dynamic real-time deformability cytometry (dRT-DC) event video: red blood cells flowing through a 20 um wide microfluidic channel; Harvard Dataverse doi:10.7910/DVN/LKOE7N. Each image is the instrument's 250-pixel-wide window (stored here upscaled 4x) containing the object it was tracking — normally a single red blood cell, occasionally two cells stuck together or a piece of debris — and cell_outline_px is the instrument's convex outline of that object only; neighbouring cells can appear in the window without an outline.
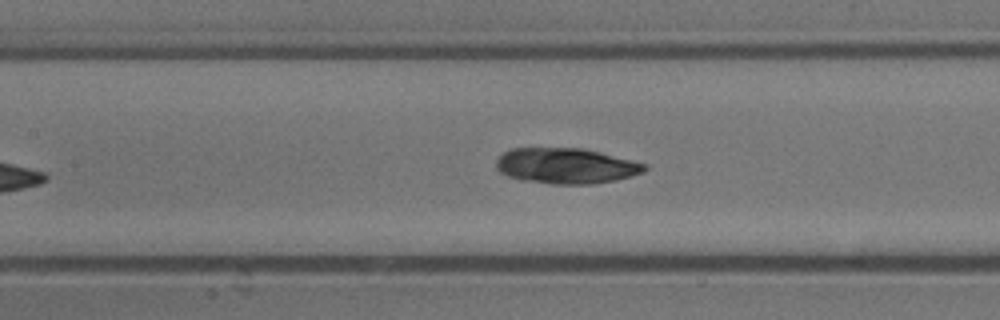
{"species": "common noctule bat (a hibernating species)", "species_latin": "Nyctalus noctula", "temperature_condition": "cold", "stored_images_in_passage": 6, "camera_frame_rate_fps": 3000, "um_per_image_px": 0.085, "animal": {"sex": "male", "body_mass_g": 13.3}, "frame": {"image": 1, "passage_image": 5, "time_ms": 1.333, "image_size_px": [1000, 320], "cell_outline_px": [[648, 168], [644, 172], [632, 176], [616, 180], [592, 184], [552, 184], [520, 180], [508, 176], [500, 172], [496, 168], [496, 160], [504, 152], [512, 148], [580, 148], [600, 152], [648, 164]], "centroid_in_image_um": [48.13, 14.1], "position_along_channel_um": 159.3, "area_um2": 30.92}}
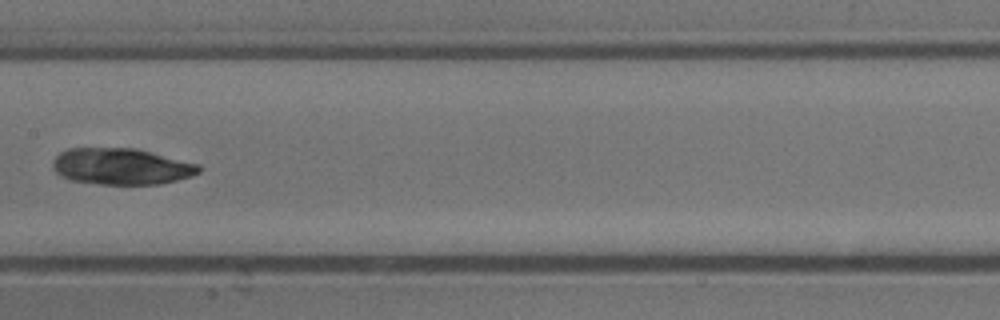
{"frame": {"image": 2, "passage_image": 6, "time_ms": 1.667, "image_size_px": [1000, 320], "cell_outline_px": [[200, 172], [192, 176], [160, 184], [100, 184], [72, 180], [56, 172], [52, 168], [52, 164], [56, 156], [60, 152], [68, 148], [136, 148], [200, 164]], "centroid_in_image_um": [10.33, 14.14], "position_along_channel_um": 197.1, "area_um2": 30.92}}